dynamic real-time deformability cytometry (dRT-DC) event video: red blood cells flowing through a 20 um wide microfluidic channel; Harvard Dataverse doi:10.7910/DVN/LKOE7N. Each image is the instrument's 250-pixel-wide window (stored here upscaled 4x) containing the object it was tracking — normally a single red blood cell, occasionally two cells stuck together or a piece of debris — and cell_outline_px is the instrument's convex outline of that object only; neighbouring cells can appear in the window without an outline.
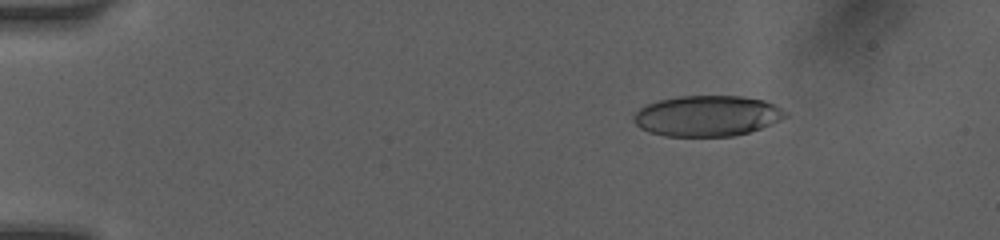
{"species": "human", "species_latin": "Homo sapiens", "temperature_condition": "room temperature", "stored_images_in_passage": 12, "camera_frame_rate_fps": 3000, "um_per_image_px": 0.085, "donor": {"sex": "female"}, "frame": {"image": 1, "passage_image": 5, "time_ms": 1.667, "image_size_px": [1000, 240], "cell_outline_px": [[788, 116], [772, 124], [748, 132], [732, 136], [664, 136], [648, 132], [640, 128], [632, 120], [632, 116], [644, 104], [660, 100], [680, 96], [740, 96], [764, 100], [776, 104], [788, 112]], "centroid_in_image_um": [60.11, 9.85], "position_along_channel_um": 24.9, "area_um2": 36.24}}